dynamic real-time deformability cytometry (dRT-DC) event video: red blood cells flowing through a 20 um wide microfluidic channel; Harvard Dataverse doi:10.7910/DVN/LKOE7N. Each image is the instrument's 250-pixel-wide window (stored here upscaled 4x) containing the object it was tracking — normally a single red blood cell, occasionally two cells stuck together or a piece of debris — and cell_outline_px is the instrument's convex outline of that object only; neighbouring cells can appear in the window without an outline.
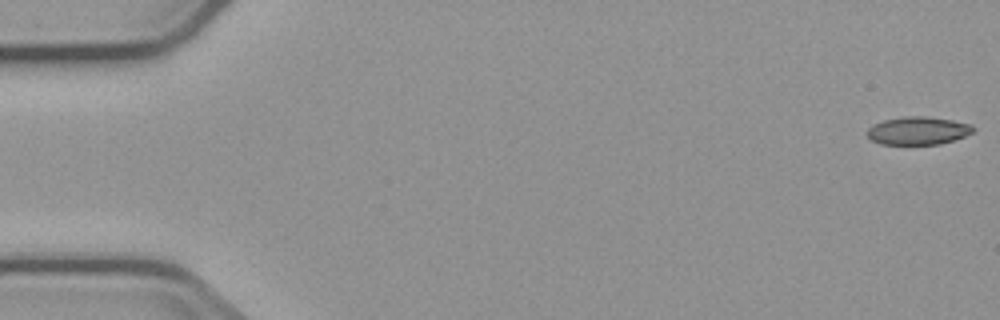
{"species": "common noctule bat (a hibernating species)", "species_latin": "Nyctalus noctula", "temperature_condition": "cold", "stored_images_in_passage": 5, "camera_frame_rate_fps": 3000, "um_per_image_px": 0.085, "animal": {"sex": "male", "body_mass_g": 23.1, "forearm_length_mm": 52.7}, "frame": {"image": 1, "passage_image": 1, "time_ms": 0.0, "image_size_px": [1000, 320], "cell_outline_px": [[976, 128], [972, 132], [964, 136], [940, 144], [880, 144], [872, 140], [868, 136], [868, 128], [884, 120], [908, 116], [924, 116], [952, 120], [972, 124]], "centroid_in_image_um": [78.06, 11.11], "position_along_channel_um": 6.9, "area_um2": 17.05}}
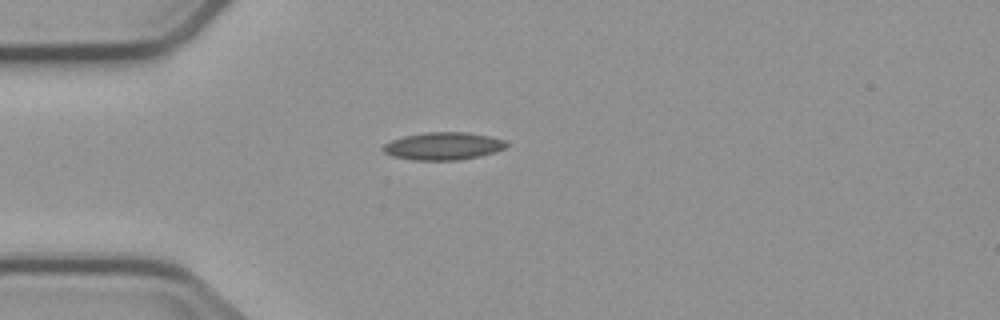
{"frame": {"image": 2, "passage_image": 4, "time_ms": 4.667, "image_size_px": [1000, 320], "cell_outline_px": [[508, 144], [504, 148], [496, 152], [480, 156], [460, 160], [412, 160], [392, 156], [384, 152], [384, 144], [392, 140], [404, 136], [428, 132], [464, 132], [488, 136], [504, 140]], "centroid_in_image_um": [37.68, 12.42], "position_along_channel_um": 47.3, "area_um2": 19.71}}